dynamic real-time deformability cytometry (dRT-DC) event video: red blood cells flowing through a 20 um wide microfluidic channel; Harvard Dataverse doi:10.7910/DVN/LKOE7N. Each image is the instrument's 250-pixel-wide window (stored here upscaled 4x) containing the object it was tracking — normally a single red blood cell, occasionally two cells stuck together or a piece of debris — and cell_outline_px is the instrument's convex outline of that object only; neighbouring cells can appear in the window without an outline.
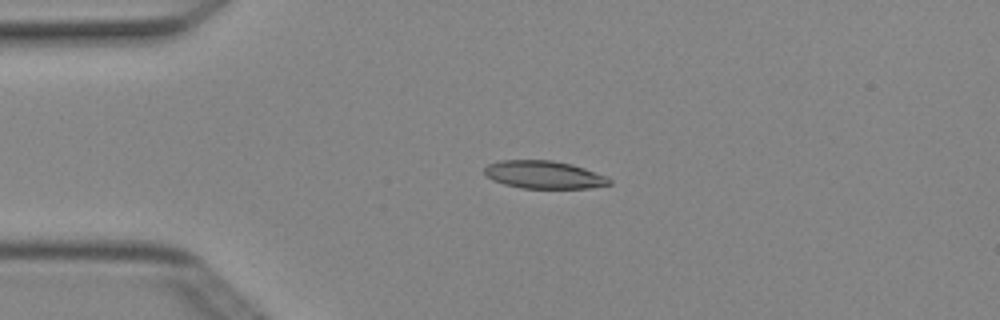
{"species": "Egyptian fruit bat (a non-hibernating species)", "species_latin": "Rousettus aegyptiacus", "temperature_condition": "cold", "stored_images_in_passage": 5, "camera_frame_rate_fps": 3000, "um_per_image_px": 0.085, "animal": {"sex": "female"}, "frame": {"image": 1, "passage_image": 4, "time_ms": 1.0, "image_size_px": [1000, 320], "cell_outline_px": [[612, 184], [588, 188], [524, 188], [504, 184], [492, 180], [484, 172], [484, 168], [488, 164], [500, 160], [552, 160], [572, 164], [608, 176], [612, 180]], "centroid_in_image_um": [46.26, 14.84], "position_along_channel_um": 38.7, "area_um2": 20.29}}